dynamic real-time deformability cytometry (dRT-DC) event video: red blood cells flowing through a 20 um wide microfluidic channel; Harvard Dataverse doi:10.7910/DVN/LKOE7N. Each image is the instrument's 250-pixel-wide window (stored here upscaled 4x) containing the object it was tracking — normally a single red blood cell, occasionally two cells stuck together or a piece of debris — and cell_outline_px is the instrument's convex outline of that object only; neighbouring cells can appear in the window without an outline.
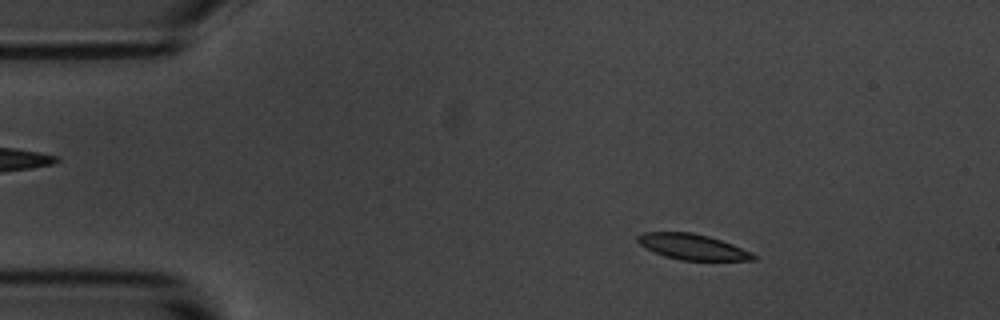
{"species": "common noctule bat (a hibernating species)", "species_latin": "Nyctalus noctula", "temperature_condition": "room temperature", "stored_images_in_passage": 54, "camera_frame_rate_fps": 3000, "um_per_image_px": 0.085, "animal": {"sex": "male", "body_mass_g": 20.1, "forearm_length_mm": 53.5}, "frame": {"image": 1, "passage_image": 8, "time_ms": 2.333, "image_size_px": [1000, 320], "cell_outline_px": [[756, 260], [680, 260], [664, 256], [640, 244], [636, 240], [636, 236], [644, 232], [692, 232], [708, 236], [732, 244], [752, 252], [756, 256]], "centroid_in_image_um": [58.87, 20.98], "position_along_channel_um": 26.1, "area_um2": 17.11}}
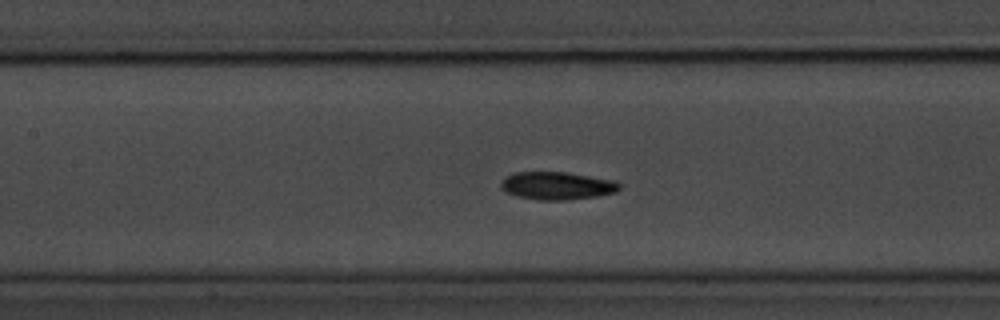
{"frame": {"image": 2, "passage_image": 24, "time_ms": 7.667, "image_size_px": [1000, 320], "cell_outline_px": [[620, 188], [616, 192], [596, 196], [564, 200], [536, 200], [516, 196], [504, 192], [500, 188], [500, 180], [504, 176], [516, 172], [568, 172], [616, 180], [620, 184]], "centroid_in_image_um": [47.3, 15.78], "position_along_channel_um": 160.1, "area_um2": 19.54}}
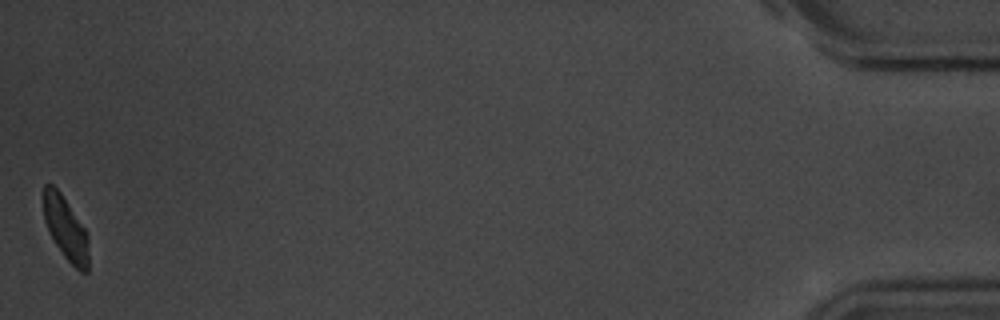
{"frame": {"image": 3, "passage_image": 54, "time_ms": 17.667, "image_size_px": [1000, 320], "cell_outline_px": [[88, 272], [80, 272], [64, 256], [48, 232], [44, 220], [44, 184], [52, 184], [60, 192], [88, 232]], "centroid_in_image_um": [5.6, 19.42], "position_along_channel_um": 429.6, "area_um2": 16.59}, "authors_computed_cell_mechanics": {"area_um2": 18.3804, "velocity_mm_per_s": 3.6587, "shape_relaxation_time_tau1_ms": 3.116, "shape_relaxation_time_tau2_ms": 5.8782, "deformation_change_tau1": 0.121, "deformation_change_tau2": 0.1149}}